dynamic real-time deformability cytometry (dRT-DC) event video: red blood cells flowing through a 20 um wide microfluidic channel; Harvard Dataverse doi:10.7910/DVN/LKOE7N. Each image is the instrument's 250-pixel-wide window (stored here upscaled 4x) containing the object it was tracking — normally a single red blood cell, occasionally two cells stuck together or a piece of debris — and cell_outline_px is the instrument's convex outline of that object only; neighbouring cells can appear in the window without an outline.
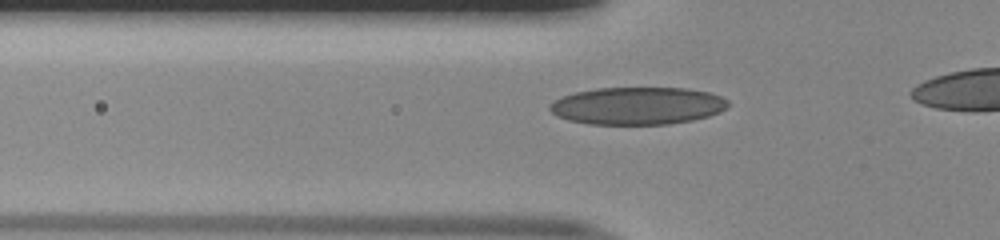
{"species": "human", "species_latin": "Homo sapiens", "temperature_condition": "room temperature", "stored_images_in_passage": 34, "camera_frame_rate_fps": 3000, "um_per_image_px": 0.085, "donor": {"sex": "male"}, "frame": {"image": 1, "passage_image": 7, "time_ms": 2.0, "image_size_px": [1000, 240], "cell_outline_px": [[728, 108], [720, 112], [708, 116], [692, 120], [668, 124], [588, 124], [568, 120], [556, 116], [548, 108], [548, 104], [552, 100], [576, 92], [596, 88], [684, 88], [708, 92], [720, 96], [728, 100]], "centroid_in_image_um": [54.16, 8.99], "position_along_channel_um": 71.6, "area_um2": 39.07}}
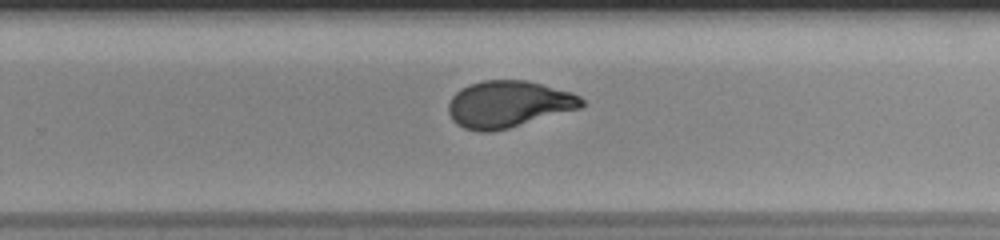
{"frame": {"image": 2, "passage_image": 23, "time_ms": 7.333, "image_size_px": [1000, 240], "cell_outline_px": [[584, 104], [580, 108], [508, 128], [492, 132], [480, 132], [464, 128], [456, 124], [452, 120], [448, 112], [448, 104], [452, 96], [456, 92], [468, 84], [484, 80], [528, 80], [572, 92], [580, 96], [584, 100]], "centroid_in_image_um": [43.19, 8.85], "position_along_channel_um": 286.6, "area_um2": 36.36}}
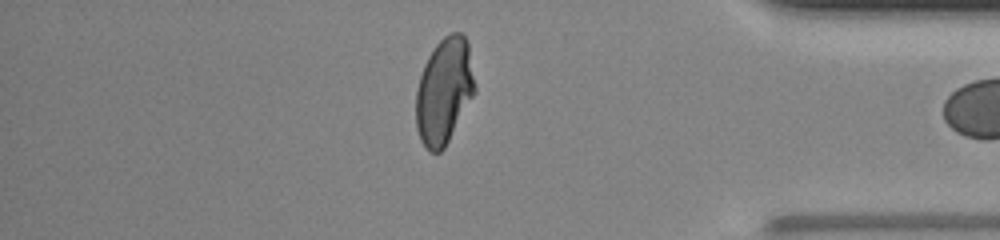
{"frame": {"image": 3, "passage_image": 33, "time_ms": 10.667, "image_size_px": [1000, 240], "cell_outline_px": [[476, 92], [444, 148], [440, 152], [428, 152], [420, 140], [416, 128], [416, 92], [420, 76], [424, 64], [428, 56], [436, 44], [444, 36], [452, 32], [460, 32], [464, 36], [468, 44], [476, 88]], "centroid_in_image_um": [37.75, 7.75], "position_along_channel_um": 397.5, "area_um2": 36.41}}